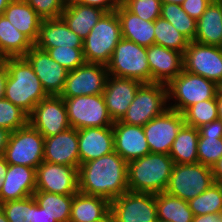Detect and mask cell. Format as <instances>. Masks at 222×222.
<instances>
[{"label":"cell","mask_w":222,"mask_h":222,"mask_svg":"<svg viewBox=\"0 0 222 222\" xmlns=\"http://www.w3.org/2000/svg\"><path fill=\"white\" fill-rule=\"evenodd\" d=\"M28 124V114L7 99L0 100V127L13 132Z\"/></svg>","instance_id":"38"},{"label":"cell","mask_w":222,"mask_h":222,"mask_svg":"<svg viewBox=\"0 0 222 222\" xmlns=\"http://www.w3.org/2000/svg\"><path fill=\"white\" fill-rule=\"evenodd\" d=\"M194 216L222 212V183L213 182L211 186L188 201Z\"/></svg>","instance_id":"35"},{"label":"cell","mask_w":222,"mask_h":222,"mask_svg":"<svg viewBox=\"0 0 222 222\" xmlns=\"http://www.w3.org/2000/svg\"><path fill=\"white\" fill-rule=\"evenodd\" d=\"M8 77V70L5 64V60L0 61V100L5 97L6 80Z\"/></svg>","instance_id":"48"},{"label":"cell","mask_w":222,"mask_h":222,"mask_svg":"<svg viewBox=\"0 0 222 222\" xmlns=\"http://www.w3.org/2000/svg\"><path fill=\"white\" fill-rule=\"evenodd\" d=\"M174 166L168 154L149 153L127 163L128 189L132 192H164Z\"/></svg>","instance_id":"3"},{"label":"cell","mask_w":222,"mask_h":222,"mask_svg":"<svg viewBox=\"0 0 222 222\" xmlns=\"http://www.w3.org/2000/svg\"><path fill=\"white\" fill-rule=\"evenodd\" d=\"M114 151L127 163L150 153L143 126L114 122Z\"/></svg>","instance_id":"21"},{"label":"cell","mask_w":222,"mask_h":222,"mask_svg":"<svg viewBox=\"0 0 222 222\" xmlns=\"http://www.w3.org/2000/svg\"><path fill=\"white\" fill-rule=\"evenodd\" d=\"M147 56L151 71V83L167 85L184 69L183 53L176 50L152 44L147 47Z\"/></svg>","instance_id":"19"},{"label":"cell","mask_w":222,"mask_h":222,"mask_svg":"<svg viewBox=\"0 0 222 222\" xmlns=\"http://www.w3.org/2000/svg\"><path fill=\"white\" fill-rule=\"evenodd\" d=\"M166 86L168 108L180 113L200 101L215 99L217 95V84L215 82L184 69Z\"/></svg>","instance_id":"5"},{"label":"cell","mask_w":222,"mask_h":222,"mask_svg":"<svg viewBox=\"0 0 222 222\" xmlns=\"http://www.w3.org/2000/svg\"><path fill=\"white\" fill-rule=\"evenodd\" d=\"M47 51L49 56L68 71L75 70L85 63L83 48L56 47L42 49Z\"/></svg>","instance_id":"41"},{"label":"cell","mask_w":222,"mask_h":222,"mask_svg":"<svg viewBox=\"0 0 222 222\" xmlns=\"http://www.w3.org/2000/svg\"><path fill=\"white\" fill-rule=\"evenodd\" d=\"M108 75L134 79L142 84L151 83L147 47L122 38L107 64Z\"/></svg>","instance_id":"6"},{"label":"cell","mask_w":222,"mask_h":222,"mask_svg":"<svg viewBox=\"0 0 222 222\" xmlns=\"http://www.w3.org/2000/svg\"><path fill=\"white\" fill-rule=\"evenodd\" d=\"M122 39L116 11L106 12L83 40V55L87 63L107 65Z\"/></svg>","instance_id":"4"},{"label":"cell","mask_w":222,"mask_h":222,"mask_svg":"<svg viewBox=\"0 0 222 222\" xmlns=\"http://www.w3.org/2000/svg\"><path fill=\"white\" fill-rule=\"evenodd\" d=\"M3 157L8 164L36 169L43 162L44 136L28 123L11 132Z\"/></svg>","instance_id":"9"},{"label":"cell","mask_w":222,"mask_h":222,"mask_svg":"<svg viewBox=\"0 0 222 222\" xmlns=\"http://www.w3.org/2000/svg\"><path fill=\"white\" fill-rule=\"evenodd\" d=\"M43 19L61 17L65 5L62 0H24Z\"/></svg>","instance_id":"43"},{"label":"cell","mask_w":222,"mask_h":222,"mask_svg":"<svg viewBox=\"0 0 222 222\" xmlns=\"http://www.w3.org/2000/svg\"><path fill=\"white\" fill-rule=\"evenodd\" d=\"M106 11L80 3L66 6L61 17L68 27L83 40Z\"/></svg>","instance_id":"29"},{"label":"cell","mask_w":222,"mask_h":222,"mask_svg":"<svg viewBox=\"0 0 222 222\" xmlns=\"http://www.w3.org/2000/svg\"><path fill=\"white\" fill-rule=\"evenodd\" d=\"M185 0H161L162 3H175L181 5Z\"/></svg>","instance_id":"57"},{"label":"cell","mask_w":222,"mask_h":222,"mask_svg":"<svg viewBox=\"0 0 222 222\" xmlns=\"http://www.w3.org/2000/svg\"><path fill=\"white\" fill-rule=\"evenodd\" d=\"M167 109V86L162 83L142 84L120 122L145 126Z\"/></svg>","instance_id":"7"},{"label":"cell","mask_w":222,"mask_h":222,"mask_svg":"<svg viewBox=\"0 0 222 222\" xmlns=\"http://www.w3.org/2000/svg\"><path fill=\"white\" fill-rule=\"evenodd\" d=\"M192 222H222V215L221 213H211L194 216Z\"/></svg>","instance_id":"49"},{"label":"cell","mask_w":222,"mask_h":222,"mask_svg":"<svg viewBox=\"0 0 222 222\" xmlns=\"http://www.w3.org/2000/svg\"><path fill=\"white\" fill-rule=\"evenodd\" d=\"M10 134L11 132L8 129L0 127V157L4 156Z\"/></svg>","instance_id":"50"},{"label":"cell","mask_w":222,"mask_h":222,"mask_svg":"<svg viewBox=\"0 0 222 222\" xmlns=\"http://www.w3.org/2000/svg\"><path fill=\"white\" fill-rule=\"evenodd\" d=\"M33 197L41 208L57 222H69L73 195L35 191Z\"/></svg>","instance_id":"33"},{"label":"cell","mask_w":222,"mask_h":222,"mask_svg":"<svg viewBox=\"0 0 222 222\" xmlns=\"http://www.w3.org/2000/svg\"><path fill=\"white\" fill-rule=\"evenodd\" d=\"M78 148L80 164L112 153L114 151L112 126L79 129Z\"/></svg>","instance_id":"22"},{"label":"cell","mask_w":222,"mask_h":222,"mask_svg":"<svg viewBox=\"0 0 222 222\" xmlns=\"http://www.w3.org/2000/svg\"><path fill=\"white\" fill-rule=\"evenodd\" d=\"M0 208L8 222H32L33 196L1 203Z\"/></svg>","instance_id":"39"},{"label":"cell","mask_w":222,"mask_h":222,"mask_svg":"<svg viewBox=\"0 0 222 222\" xmlns=\"http://www.w3.org/2000/svg\"><path fill=\"white\" fill-rule=\"evenodd\" d=\"M212 1L213 0H185L181 6L190 17L197 21Z\"/></svg>","instance_id":"44"},{"label":"cell","mask_w":222,"mask_h":222,"mask_svg":"<svg viewBox=\"0 0 222 222\" xmlns=\"http://www.w3.org/2000/svg\"><path fill=\"white\" fill-rule=\"evenodd\" d=\"M107 77V65L85 62L75 70L68 71L64 88L59 96L72 98L102 94Z\"/></svg>","instance_id":"13"},{"label":"cell","mask_w":222,"mask_h":222,"mask_svg":"<svg viewBox=\"0 0 222 222\" xmlns=\"http://www.w3.org/2000/svg\"><path fill=\"white\" fill-rule=\"evenodd\" d=\"M211 172L213 174L214 181L222 183V157L212 165Z\"/></svg>","instance_id":"51"},{"label":"cell","mask_w":222,"mask_h":222,"mask_svg":"<svg viewBox=\"0 0 222 222\" xmlns=\"http://www.w3.org/2000/svg\"><path fill=\"white\" fill-rule=\"evenodd\" d=\"M32 222H57L55 219L51 218V216L45 211V208L38 206L34 197Z\"/></svg>","instance_id":"47"},{"label":"cell","mask_w":222,"mask_h":222,"mask_svg":"<svg viewBox=\"0 0 222 222\" xmlns=\"http://www.w3.org/2000/svg\"><path fill=\"white\" fill-rule=\"evenodd\" d=\"M36 191V169L8 164L0 191V204L33 196Z\"/></svg>","instance_id":"23"},{"label":"cell","mask_w":222,"mask_h":222,"mask_svg":"<svg viewBox=\"0 0 222 222\" xmlns=\"http://www.w3.org/2000/svg\"><path fill=\"white\" fill-rule=\"evenodd\" d=\"M34 44L4 16H0V56L24 57Z\"/></svg>","instance_id":"30"},{"label":"cell","mask_w":222,"mask_h":222,"mask_svg":"<svg viewBox=\"0 0 222 222\" xmlns=\"http://www.w3.org/2000/svg\"><path fill=\"white\" fill-rule=\"evenodd\" d=\"M199 130V136H217L222 138V119H217L204 125Z\"/></svg>","instance_id":"46"},{"label":"cell","mask_w":222,"mask_h":222,"mask_svg":"<svg viewBox=\"0 0 222 222\" xmlns=\"http://www.w3.org/2000/svg\"><path fill=\"white\" fill-rule=\"evenodd\" d=\"M79 192L110 202L128 189L127 162L115 151L78 167Z\"/></svg>","instance_id":"1"},{"label":"cell","mask_w":222,"mask_h":222,"mask_svg":"<svg viewBox=\"0 0 222 222\" xmlns=\"http://www.w3.org/2000/svg\"><path fill=\"white\" fill-rule=\"evenodd\" d=\"M211 167L201 163L174 164L171 176L164 192L189 201L213 184Z\"/></svg>","instance_id":"8"},{"label":"cell","mask_w":222,"mask_h":222,"mask_svg":"<svg viewBox=\"0 0 222 222\" xmlns=\"http://www.w3.org/2000/svg\"><path fill=\"white\" fill-rule=\"evenodd\" d=\"M184 124L183 114L171 108L151 119L143 126L150 152L169 155L172 144Z\"/></svg>","instance_id":"15"},{"label":"cell","mask_w":222,"mask_h":222,"mask_svg":"<svg viewBox=\"0 0 222 222\" xmlns=\"http://www.w3.org/2000/svg\"><path fill=\"white\" fill-rule=\"evenodd\" d=\"M11 1L12 0H0V16L3 15L5 9Z\"/></svg>","instance_id":"54"},{"label":"cell","mask_w":222,"mask_h":222,"mask_svg":"<svg viewBox=\"0 0 222 222\" xmlns=\"http://www.w3.org/2000/svg\"><path fill=\"white\" fill-rule=\"evenodd\" d=\"M160 16L169 21L189 41H194L197 21L190 17L181 5L162 3Z\"/></svg>","instance_id":"36"},{"label":"cell","mask_w":222,"mask_h":222,"mask_svg":"<svg viewBox=\"0 0 222 222\" xmlns=\"http://www.w3.org/2000/svg\"><path fill=\"white\" fill-rule=\"evenodd\" d=\"M216 98H217L219 119H222V97H216Z\"/></svg>","instance_id":"55"},{"label":"cell","mask_w":222,"mask_h":222,"mask_svg":"<svg viewBox=\"0 0 222 222\" xmlns=\"http://www.w3.org/2000/svg\"><path fill=\"white\" fill-rule=\"evenodd\" d=\"M199 130L193 126L184 124L176 136L169 156L174 164L198 163L197 146Z\"/></svg>","instance_id":"31"},{"label":"cell","mask_w":222,"mask_h":222,"mask_svg":"<svg viewBox=\"0 0 222 222\" xmlns=\"http://www.w3.org/2000/svg\"><path fill=\"white\" fill-rule=\"evenodd\" d=\"M184 70L216 84L222 82V47L190 41L183 54Z\"/></svg>","instance_id":"12"},{"label":"cell","mask_w":222,"mask_h":222,"mask_svg":"<svg viewBox=\"0 0 222 222\" xmlns=\"http://www.w3.org/2000/svg\"><path fill=\"white\" fill-rule=\"evenodd\" d=\"M4 60L8 70L4 98L29 115L35 105L49 95L25 57H11Z\"/></svg>","instance_id":"2"},{"label":"cell","mask_w":222,"mask_h":222,"mask_svg":"<svg viewBox=\"0 0 222 222\" xmlns=\"http://www.w3.org/2000/svg\"><path fill=\"white\" fill-rule=\"evenodd\" d=\"M141 85L134 79L108 75L102 95L113 122L123 118Z\"/></svg>","instance_id":"18"},{"label":"cell","mask_w":222,"mask_h":222,"mask_svg":"<svg viewBox=\"0 0 222 222\" xmlns=\"http://www.w3.org/2000/svg\"><path fill=\"white\" fill-rule=\"evenodd\" d=\"M184 123L200 128L219 119L217 98L200 101L188 107L183 113Z\"/></svg>","instance_id":"37"},{"label":"cell","mask_w":222,"mask_h":222,"mask_svg":"<svg viewBox=\"0 0 222 222\" xmlns=\"http://www.w3.org/2000/svg\"><path fill=\"white\" fill-rule=\"evenodd\" d=\"M216 97H222V82L217 84V95Z\"/></svg>","instance_id":"58"},{"label":"cell","mask_w":222,"mask_h":222,"mask_svg":"<svg viewBox=\"0 0 222 222\" xmlns=\"http://www.w3.org/2000/svg\"><path fill=\"white\" fill-rule=\"evenodd\" d=\"M194 41L222 47V0H213L197 20Z\"/></svg>","instance_id":"28"},{"label":"cell","mask_w":222,"mask_h":222,"mask_svg":"<svg viewBox=\"0 0 222 222\" xmlns=\"http://www.w3.org/2000/svg\"><path fill=\"white\" fill-rule=\"evenodd\" d=\"M197 155L198 163L212 167L222 157V138L199 136Z\"/></svg>","instance_id":"40"},{"label":"cell","mask_w":222,"mask_h":222,"mask_svg":"<svg viewBox=\"0 0 222 222\" xmlns=\"http://www.w3.org/2000/svg\"><path fill=\"white\" fill-rule=\"evenodd\" d=\"M156 222H171V221H166V220L158 219V218H157Z\"/></svg>","instance_id":"60"},{"label":"cell","mask_w":222,"mask_h":222,"mask_svg":"<svg viewBox=\"0 0 222 222\" xmlns=\"http://www.w3.org/2000/svg\"><path fill=\"white\" fill-rule=\"evenodd\" d=\"M121 3L145 21H155L161 15V0H121Z\"/></svg>","instance_id":"42"},{"label":"cell","mask_w":222,"mask_h":222,"mask_svg":"<svg viewBox=\"0 0 222 222\" xmlns=\"http://www.w3.org/2000/svg\"><path fill=\"white\" fill-rule=\"evenodd\" d=\"M24 57L31 64L46 93L59 96L64 88L68 70L52 59L47 51L35 45Z\"/></svg>","instance_id":"17"},{"label":"cell","mask_w":222,"mask_h":222,"mask_svg":"<svg viewBox=\"0 0 222 222\" xmlns=\"http://www.w3.org/2000/svg\"><path fill=\"white\" fill-rule=\"evenodd\" d=\"M34 45L40 49L56 47L83 48V39L75 34L62 17L42 20Z\"/></svg>","instance_id":"24"},{"label":"cell","mask_w":222,"mask_h":222,"mask_svg":"<svg viewBox=\"0 0 222 222\" xmlns=\"http://www.w3.org/2000/svg\"><path fill=\"white\" fill-rule=\"evenodd\" d=\"M93 222H115L112 212L110 211L104 218Z\"/></svg>","instance_id":"53"},{"label":"cell","mask_w":222,"mask_h":222,"mask_svg":"<svg viewBox=\"0 0 222 222\" xmlns=\"http://www.w3.org/2000/svg\"><path fill=\"white\" fill-rule=\"evenodd\" d=\"M120 21L122 38L149 47L155 44L154 21H145L130 12L122 3L116 9Z\"/></svg>","instance_id":"25"},{"label":"cell","mask_w":222,"mask_h":222,"mask_svg":"<svg viewBox=\"0 0 222 222\" xmlns=\"http://www.w3.org/2000/svg\"><path fill=\"white\" fill-rule=\"evenodd\" d=\"M36 191L74 195L78 189V167L43 161L36 168Z\"/></svg>","instance_id":"16"},{"label":"cell","mask_w":222,"mask_h":222,"mask_svg":"<svg viewBox=\"0 0 222 222\" xmlns=\"http://www.w3.org/2000/svg\"><path fill=\"white\" fill-rule=\"evenodd\" d=\"M79 3L97 7L106 12H112L116 11V9L120 6L121 0H81Z\"/></svg>","instance_id":"45"},{"label":"cell","mask_w":222,"mask_h":222,"mask_svg":"<svg viewBox=\"0 0 222 222\" xmlns=\"http://www.w3.org/2000/svg\"><path fill=\"white\" fill-rule=\"evenodd\" d=\"M28 123L44 137H50L70 128L67 109L62 97L49 95L37 103L28 115Z\"/></svg>","instance_id":"14"},{"label":"cell","mask_w":222,"mask_h":222,"mask_svg":"<svg viewBox=\"0 0 222 222\" xmlns=\"http://www.w3.org/2000/svg\"><path fill=\"white\" fill-rule=\"evenodd\" d=\"M154 35L155 44L183 54L190 42L169 21L161 16L154 21Z\"/></svg>","instance_id":"34"},{"label":"cell","mask_w":222,"mask_h":222,"mask_svg":"<svg viewBox=\"0 0 222 222\" xmlns=\"http://www.w3.org/2000/svg\"><path fill=\"white\" fill-rule=\"evenodd\" d=\"M111 211L106 198L77 192L73 195L69 222H93L104 218Z\"/></svg>","instance_id":"27"},{"label":"cell","mask_w":222,"mask_h":222,"mask_svg":"<svg viewBox=\"0 0 222 222\" xmlns=\"http://www.w3.org/2000/svg\"><path fill=\"white\" fill-rule=\"evenodd\" d=\"M115 222H156V194L127 191L111 201Z\"/></svg>","instance_id":"11"},{"label":"cell","mask_w":222,"mask_h":222,"mask_svg":"<svg viewBox=\"0 0 222 222\" xmlns=\"http://www.w3.org/2000/svg\"><path fill=\"white\" fill-rule=\"evenodd\" d=\"M8 170V163L6 162L5 158L2 156L0 157V191L3 185L4 177Z\"/></svg>","instance_id":"52"},{"label":"cell","mask_w":222,"mask_h":222,"mask_svg":"<svg viewBox=\"0 0 222 222\" xmlns=\"http://www.w3.org/2000/svg\"><path fill=\"white\" fill-rule=\"evenodd\" d=\"M0 222H8L7 217L5 216L1 208H0Z\"/></svg>","instance_id":"59"},{"label":"cell","mask_w":222,"mask_h":222,"mask_svg":"<svg viewBox=\"0 0 222 222\" xmlns=\"http://www.w3.org/2000/svg\"><path fill=\"white\" fill-rule=\"evenodd\" d=\"M70 127L77 130L113 126L102 94L63 98Z\"/></svg>","instance_id":"10"},{"label":"cell","mask_w":222,"mask_h":222,"mask_svg":"<svg viewBox=\"0 0 222 222\" xmlns=\"http://www.w3.org/2000/svg\"><path fill=\"white\" fill-rule=\"evenodd\" d=\"M65 7L66 6H69V5H72V4H77L79 3L81 0H62Z\"/></svg>","instance_id":"56"},{"label":"cell","mask_w":222,"mask_h":222,"mask_svg":"<svg viewBox=\"0 0 222 222\" xmlns=\"http://www.w3.org/2000/svg\"><path fill=\"white\" fill-rule=\"evenodd\" d=\"M156 213L158 219L171 222H192L194 217L188 201L166 192L156 194Z\"/></svg>","instance_id":"32"},{"label":"cell","mask_w":222,"mask_h":222,"mask_svg":"<svg viewBox=\"0 0 222 222\" xmlns=\"http://www.w3.org/2000/svg\"><path fill=\"white\" fill-rule=\"evenodd\" d=\"M3 15L33 44L36 42L43 19L28 3L24 0H12Z\"/></svg>","instance_id":"26"},{"label":"cell","mask_w":222,"mask_h":222,"mask_svg":"<svg viewBox=\"0 0 222 222\" xmlns=\"http://www.w3.org/2000/svg\"><path fill=\"white\" fill-rule=\"evenodd\" d=\"M43 161L79 167L78 130L70 127L57 135L44 137Z\"/></svg>","instance_id":"20"}]
</instances>
